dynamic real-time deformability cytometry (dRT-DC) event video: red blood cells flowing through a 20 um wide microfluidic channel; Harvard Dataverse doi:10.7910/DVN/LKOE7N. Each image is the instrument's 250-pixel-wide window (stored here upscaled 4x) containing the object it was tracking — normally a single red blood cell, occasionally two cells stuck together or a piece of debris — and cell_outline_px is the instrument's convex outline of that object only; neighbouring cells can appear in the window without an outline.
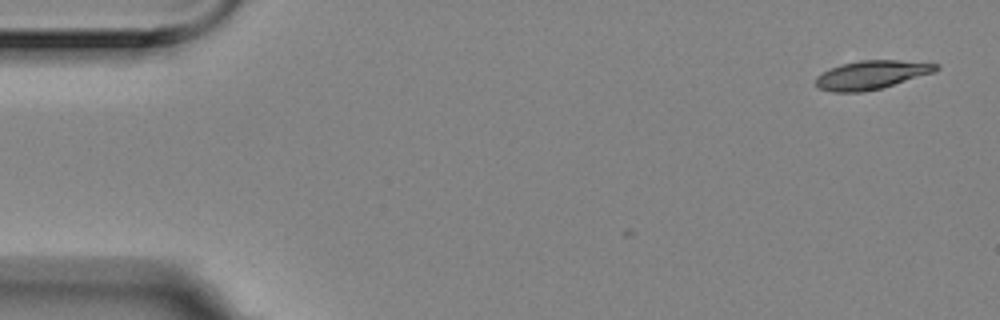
{"species": "Egyptian fruit bat (a non-hibernating species)", "species_latin": "Rousettus aegyptiacus", "temperature_condition": "room temperature", "stored_images_in_passage": 2, "camera_frame_rate_fps": 3000, "um_per_image_px": 0.085, "animal": {"sex": "female"}, "frame": {"image": 1, "passage_image": 2, "time_ms": 0.333, "image_size_px": [1000, 320], "cell_outline_px": [[940, 68], [932, 72], [880, 88], [860, 92], [832, 92], [816, 88], [816, 76], [828, 68], [840, 64], [860, 60], [896, 60], [940, 64]], "centroid_in_image_um": [73.99, 6.35], "position_along_channel_um": 11.0, "area_um2": 19.88}}